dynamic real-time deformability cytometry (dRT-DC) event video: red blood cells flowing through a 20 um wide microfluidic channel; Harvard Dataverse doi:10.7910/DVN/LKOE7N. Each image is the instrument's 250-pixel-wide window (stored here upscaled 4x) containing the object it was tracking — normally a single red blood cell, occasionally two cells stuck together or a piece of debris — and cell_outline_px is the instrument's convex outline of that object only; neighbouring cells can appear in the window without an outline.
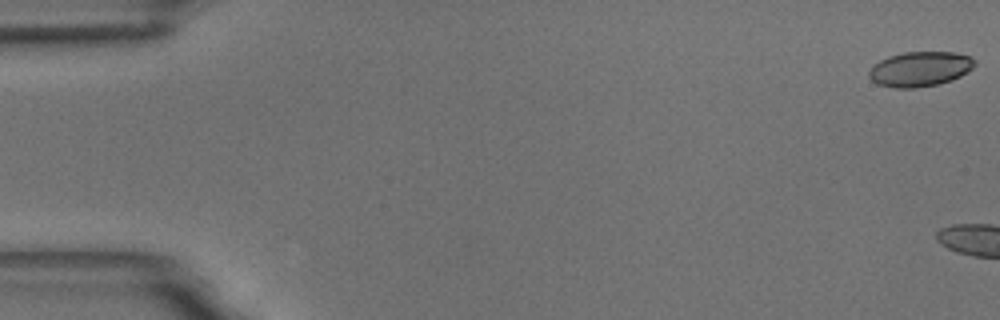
{"species": "common noctule bat (a hibernating species)", "species_latin": "Nyctalus noctula", "temperature_condition": "room temperature", "stored_images_in_passage": 6, "segment_of_instrument_passage": [2, 2], "camera_frame_rate_fps": 3000, "um_per_image_px": 0.085, "animal": {"sex": "male", "body_mass_g": 18.8}, "frame": {"image": 1, "passage_image": 6, "time_ms": 6.667, "image_size_px": [1000, 320], "cell_outline_px": [[976, 64], [968, 72], [952, 80], [936, 84], [916, 88], [892, 88], [876, 84], [868, 76], [868, 72], [880, 60], [888, 56], [904, 52], [956, 52], [972, 56], [976, 60]], "centroid_in_image_um": [78.22, 5.86], "position_along_channel_um": 6.8, "area_um2": 21.68}}